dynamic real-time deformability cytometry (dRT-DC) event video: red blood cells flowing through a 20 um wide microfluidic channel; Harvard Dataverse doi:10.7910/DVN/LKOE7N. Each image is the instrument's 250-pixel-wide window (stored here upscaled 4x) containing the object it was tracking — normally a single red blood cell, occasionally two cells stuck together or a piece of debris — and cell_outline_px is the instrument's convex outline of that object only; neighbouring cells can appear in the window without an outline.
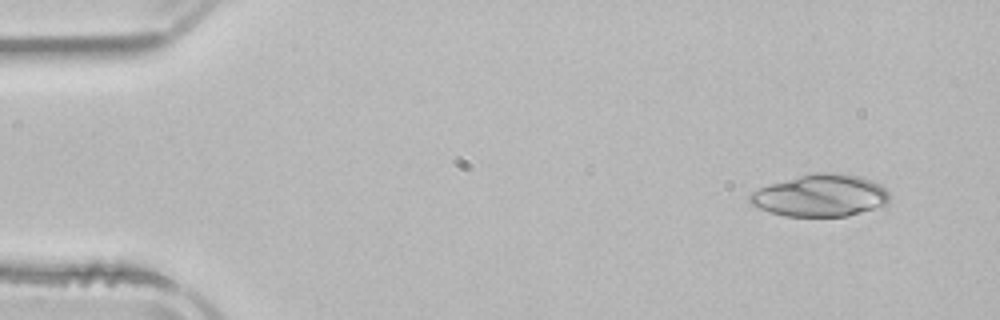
{"species": "common noctule bat (a hibernating species)", "species_latin": "Nyctalus noctula", "temperature_condition": "room temperature", "stored_images_in_passage": 3, "camera_frame_rate_fps": 3000, "um_per_image_px": 0.085, "animal": {"sex": "male", "body_mass_g": 21.5, "forearm_length_mm": 52.0}, "frame": {"image": 1, "passage_image": 1, "time_ms": 0.0, "image_size_px": [1000, 320], "cell_outline_px": [[888, 204], [848, 216], [784, 216], [768, 212], [752, 204], [748, 200], [748, 196], [752, 192], [768, 184], [816, 172], [836, 172], [860, 176], [872, 180], [880, 184], [888, 192]], "centroid_in_image_um": [69.74, 16.62], "position_along_channel_um": 15.3, "area_um2": 34.28}}